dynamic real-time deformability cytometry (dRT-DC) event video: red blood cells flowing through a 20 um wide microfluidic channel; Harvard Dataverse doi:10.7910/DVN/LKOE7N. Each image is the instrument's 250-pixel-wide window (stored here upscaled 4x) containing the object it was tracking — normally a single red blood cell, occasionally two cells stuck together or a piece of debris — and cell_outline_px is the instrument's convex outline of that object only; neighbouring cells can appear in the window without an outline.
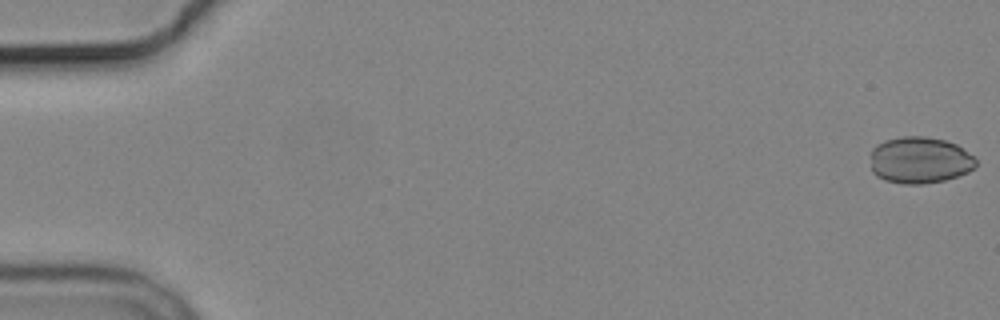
{"species": "common noctule bat (a hibernating species)", "species_latin": "Nyctalus noctula", "temperature_condition": "cold", "stored_images_in_passage": 6, "camera_frame_rate_fps": 3000, "um_per_image_px": 0.085, "animal": {"sex": "male", "body_mass_g": 19.2, "forearm_length_mm": 51.8}, "frame": {"image": 1, "passage_image": 1, "time_ms": 0.0, "image_size_px": [1000, 320], "cell_outline_px": [[976, 168], [968, 172], [944, 180], [924, 184], [904, 184], [884, 180], [876, 176], [872, 172], [872, 148], [876, 144], [884, 140], [904, 136], [924, 136], [944, 140], [956, 144], [972, 156], [976, 160]], "centroid_in_image_um": [78.16, 13.61], "position_along_channel_um": 6.8, "area_um2": 28.67}}